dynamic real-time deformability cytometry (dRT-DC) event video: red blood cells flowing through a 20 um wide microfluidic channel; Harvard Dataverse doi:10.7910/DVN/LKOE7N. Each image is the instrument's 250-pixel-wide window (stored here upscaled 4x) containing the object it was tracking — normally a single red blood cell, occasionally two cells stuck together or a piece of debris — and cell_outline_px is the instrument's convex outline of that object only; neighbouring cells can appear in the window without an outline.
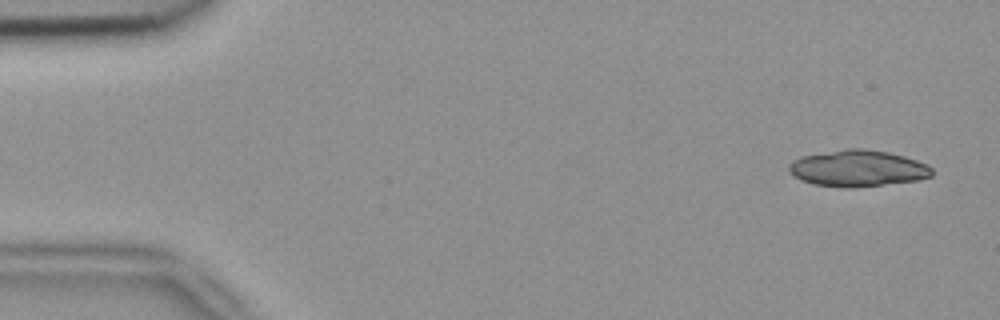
{"species": "common noctule bat (a hibernating species)", "species_latin": "Nyctalus noctula", "temperature_condition": "room temperature", "stored_images_in_passage": 5, "camera_frame_rate_fps": 3000, "um_per_image_px": 0.085, "animal": {"sex": "female", "body_mass_g": 18.4}, "frame": {"image": 1, "passage_image": 1, "time_ms": 0.0, "image_size_px": [1000, 320], "cell_outline_px": [[932, 176], [916, 180], [856, 188], [844, 188], [812, 184], [800, 180], [792, 176], [788, 172], [788, 164], [792, 160], [800, 156], [844, 148], [864, 148], [888, 152], [904, 156], [916, 160], [932, 168]], "centroid_in_image_um": [72.83, 14.31], "position_along_channel_um": 12.2, "area_um2": 30.75}}